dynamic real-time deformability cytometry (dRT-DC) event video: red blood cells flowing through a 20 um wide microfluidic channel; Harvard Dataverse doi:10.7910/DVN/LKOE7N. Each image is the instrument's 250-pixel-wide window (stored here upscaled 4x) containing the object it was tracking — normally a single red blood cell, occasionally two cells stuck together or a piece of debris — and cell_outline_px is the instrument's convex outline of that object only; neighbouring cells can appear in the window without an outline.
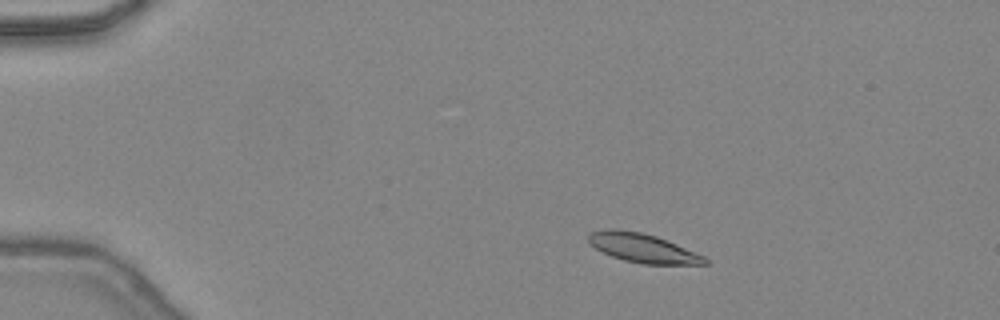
{"species": "common noctule bat (a hibernating species)", "species_latin": "Nyctalus noctula", "temperature_condition": "warm", "stored_images_in_passage": 44, "camera_frame_rate_fps": 3000, "um_per_image_px": 0.085, "animal": {"sex": "female", "body_mass_g": 24.6, "forearm_length_mm": 56.2}, "frame": {"image": 1, "passage_image": 6, "time_ms": 1.667, "image_size_px": [1000, 320], "cell_outline_px": [[708, 264], [644, 264], [624, 260], [612, 256], [596, 248], [588, 240], [588, 232], [608, 228], [616, 228], [640, 232], [656, 236], [704, 256], [708, 260]], "centroid_in_image_um": [54.6, 21.07], "position_along_channel_um": 30.4, "area_um2": 19.42}}
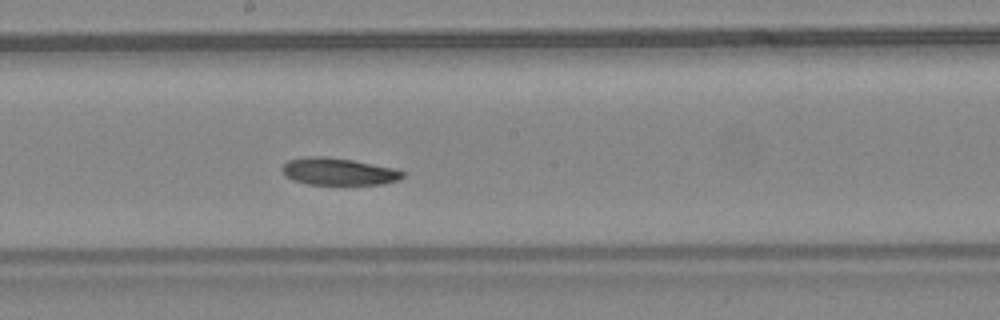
{"frame": {"image": 2, "passage_image": 24, "time_ms": 7.667, "image_size_px": [1000, 320], "cell_outline_px": [[404, 176], [400, 180], [384, 184], [308, 184], [292, 180], [284, 176], [280, 168], [288, 160], [304, 156], [324, 156], [352, 160], [396, 168], [404, 172]], "centroid_in_image_um": [28.75, 14.58], "position_along_channel_um": 219.4, "area_um2": 19.31}}
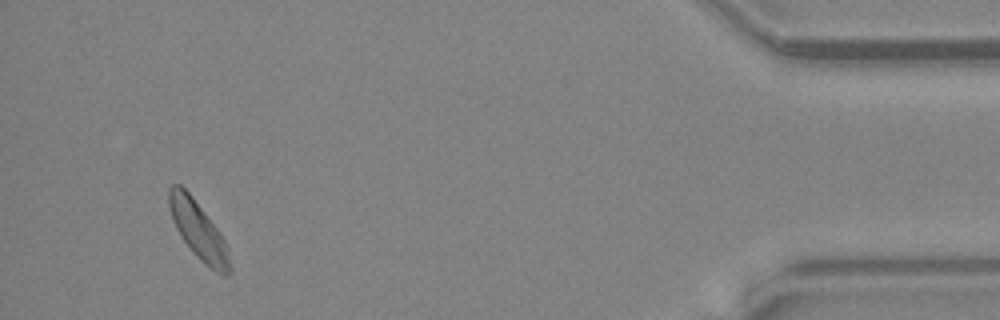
{"frame": {"image": 3, "passage_image": 42, "time_ms": 13.667, "image_size_px": [1000, 320], "cell_outline_px": [[232, 272], [228, 276], [224, 276], [216, 272], [204, 264], [200, 260], [180, 236], [172, 220], [168, 204], [168, 188], [172, 184], [180, 184], [192, 196], [216, 228], [224, 240], [228, 248], [232, 268]], "centroid_in_image_um": [16.87, 19.61], "position_along_channel_um": 418.3, "area_um2": 20.4}, "authors_computed_cell_mechanics": {"area_um2": 19.7676, "velocity_mm_per_s": 4.4144, "shape_relaxation_time_tau1_ms": 4.3168, "shape_relaxation_time_tau2_ms": null, "deformation_change_tau1": 0.0965, "deformation_change_tau2": null}}